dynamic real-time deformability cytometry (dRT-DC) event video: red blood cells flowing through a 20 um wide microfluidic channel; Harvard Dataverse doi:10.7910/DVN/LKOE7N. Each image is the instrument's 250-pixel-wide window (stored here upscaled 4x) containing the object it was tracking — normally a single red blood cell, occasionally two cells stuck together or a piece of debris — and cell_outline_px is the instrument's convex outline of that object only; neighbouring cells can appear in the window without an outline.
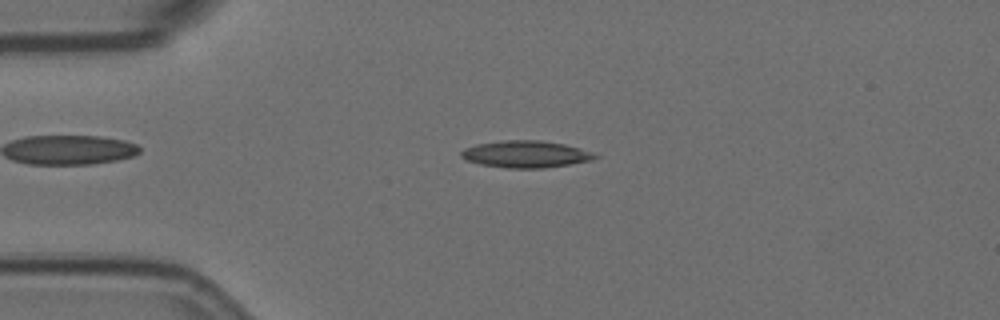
{"species": "Egyptian fruit bat (a non-hibernating species)", "species_latin": "Rousettus aegyptiacus", "temperature_condition": "room temperature", "stored_images_in_passage": 57, "camera_frame_rate_fps": 3000, "um_per_image_px": 0.085, "animal": {"sex": "female"}, "frame": {"image": 1, "passage_image": 13, "time_ms": 4.0, "image_size_px": [1000, 320], "cell_outline_px": [[600, 156], [592, 160], [544, 168], [508, 168], [480, 164], [468, 160], [460, 156], [460, 152], [464, 148], [476, 144], [500, 140], [540, 140], [564, 144], [580, 148], [592, 152]], "centroid_in_image_um": [44.68, 13.09], "position_along_channel_um": 40.3, "area_um2": 20.98}}
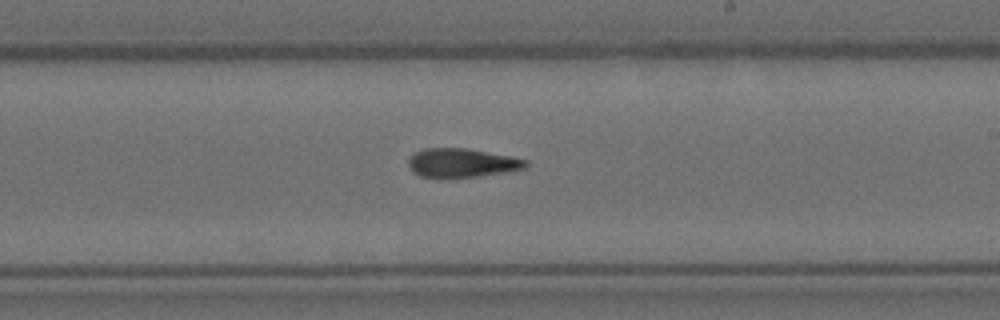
{"frame": {"image": 2, "passage_image": 33, "time_ms": 10.667, "image_size_px": [1000, 320], "cell_outline_px": [[528, 164], [524, 168], [504, 172], [476, 176], [420, 176], [412, 172], [408, 168], [408, 160], [416, 152], [424, 148], [464, 148], [508, 156], [528, 160]], "centroid_in_image_um": [39.22, 13.83], "position_along_channel_um": 249.8, "area_um2": 19.13}}
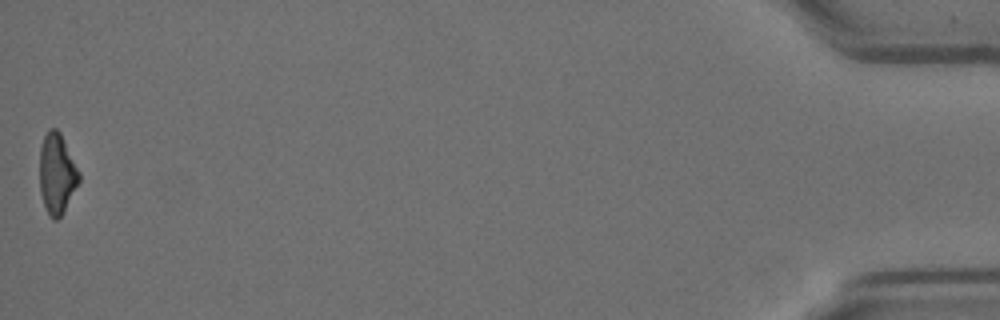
{"frame": {"image": 3, "passage_image": 57, "time_ms": 18.667, "image_size_px": [1000, 320], "cell_outline_px": [[80, 180], [60, 216], [56, 220], [52, 220], [48, 216], [40, 192], [40, 148], [44, 136], [48, 128], [56, 128], [60, 132], [80, 172]], "centroid_in_image_um": [4.83, 14.74], "position_along_channel_um": 430.4, "area_um2": 18.32}, "authors_computed_cell_mechanics": {"area_um2": 19.7098, "velocity_mm_per_s": 3.522, "shape_relaxation_time_tau1_ms": 9.6218, "shape_relaxation_time_tau2_ms": 8.489, "deformation_change_tau1": 0.2178, "deformation_change_tau2": 0.2055}}